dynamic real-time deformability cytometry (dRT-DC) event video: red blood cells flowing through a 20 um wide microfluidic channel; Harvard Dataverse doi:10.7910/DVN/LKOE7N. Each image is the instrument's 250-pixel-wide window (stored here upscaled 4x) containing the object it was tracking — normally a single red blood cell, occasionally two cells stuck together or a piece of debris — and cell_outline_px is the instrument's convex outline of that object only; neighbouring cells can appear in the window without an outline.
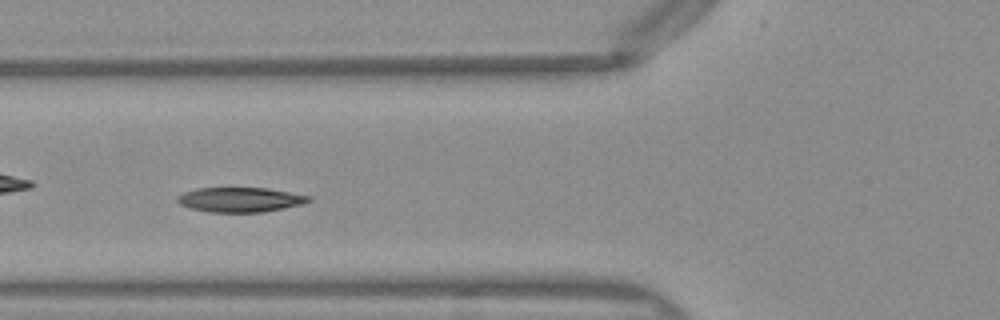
{"species": "Egyptian fruit bat (a non-hibernating species)", "species_latin": "Rousettus aegyptiacus", "temperature_condition": "warm", "stored_images_in_passage": 45, "camera_frame_rate_fps": 3000, "um_per_image_px": 0.085, "frame": {"image": 1, "passage_image": 14, "time_ms": 4.333, "image_size_px": [1000, 320], "cell_outline_px": [[312, 200], [300, 204], [284, 208], [260, 212], [208, 212], [188, 208], [180, 204], [176, 200], [176, 196], [184, 192], [196, 188], [268, 188], [312, 196]], "centroid_in_image_um": [20.38, 16.97], "position_along_channel_um": 105.4, "area_um2": 18.96}}
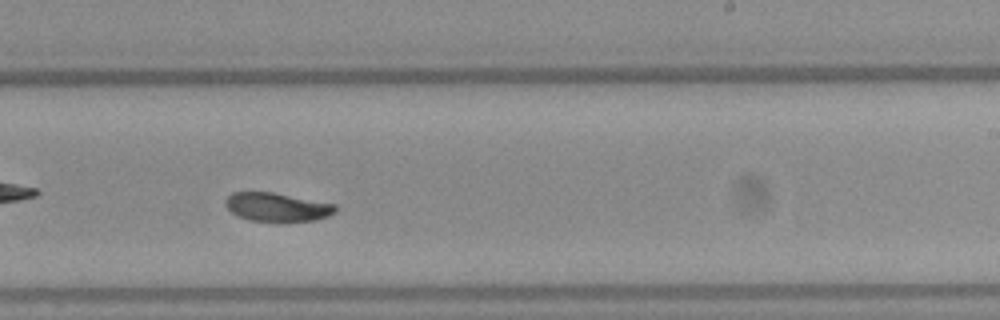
{"frame": {"image": 2, "passage_image": 26, "time_ms": 8.333, "image_size_px": [1000, 320], "cell_outline_px": [[336, 212], [328, 216], [316, 220], [284, 224], [248, 220], [236, 216], [224, 204], [224, 200], [232, 192], [272, 192], [336, 204]], "centroid_in_image_um": [23.55, 17.64], "position_along_channel_um": 265.4, "area_um2": 19.07}}
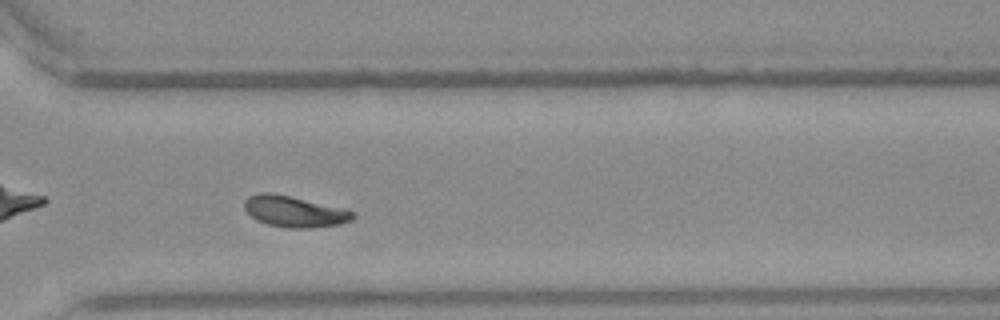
{"frame": {"image": 3, "passage_image": 32, "time_ms": 10.333, "image_size_px": [1000, 320], "cell_outline_px": [[356, 216], [352, 220], [340, 224], [312, 228], [288, 228], [268, 224], [256, 220], [244, 208], [244, 200], [248, 196], [260, 192], [268, 192], [348, 208]], "centroid_in_image_um": [25.05, 17.98], "position_along_channel_um": 345.5, "area_um2": 19.77}, "authors_computed_cell_mechanics": {"area_um2": 18.9584, "velocity_mm_per_s": 4.0092, "shape_relaxation_time_tau1_ms": 3.4289, "shape_relaxation_time_tau2_ms": 7.165, "deformation_change_tau1": 0.1138, "deformation_change_tau2": 0.1074}}